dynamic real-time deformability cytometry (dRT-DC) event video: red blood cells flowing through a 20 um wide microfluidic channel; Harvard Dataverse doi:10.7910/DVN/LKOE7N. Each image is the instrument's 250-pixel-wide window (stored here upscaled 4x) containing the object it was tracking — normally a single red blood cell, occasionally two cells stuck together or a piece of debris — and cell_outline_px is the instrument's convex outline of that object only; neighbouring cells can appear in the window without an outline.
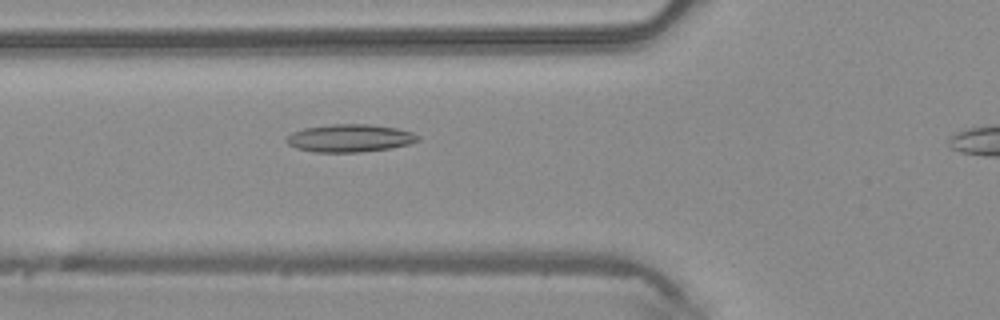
{"species": "common noctule bat (a hibernating species)", "species_latin": "Nyctalus noctula", "temperature_condition": "warm", "stored_images_in_passage": 41, "camera_frame_rate_fps": 3000, "um_per_image_px": 0.085, "animal": {"sex": "male", "body_mass_g": 20.4}, "frame": {"image": 1, "passage_image": 17, "time_ms": 5.333, "image_size_px": [1000, 320], "cell_outline_px": [[420, 140], [408, 144], [392, 148], [360, 152], [312, 152], [296, 148], [288, 144], [284, 140], [292, 132], [304, 128], [332, 124], [368, 124], [396, 128], [412, 132], [420, 136]], "centroid_in_image_um": [29.73, 11.74], "position_along_channel_um": 96.1, "area_um2": 21.33}}
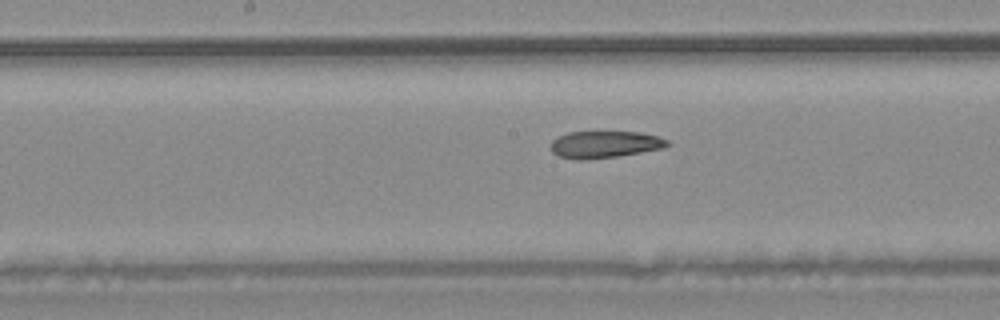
{"frame": {"image": 2, "passage_image": 24, "time_ms": 7.667, "image_size_px": [1000, 320], "cell_outline_px": [[672, 144], [664, 148], [616, 156], [588, 160], [580, 160], [560, 156], [552, 152], [552, 140], [568, 132], [640, 132], [656, 136], [668, 140]], "centroid_in_image_um": [51.43, 12.28], "position_along_channel_um": 196.8, "area_um2": 18.15}}
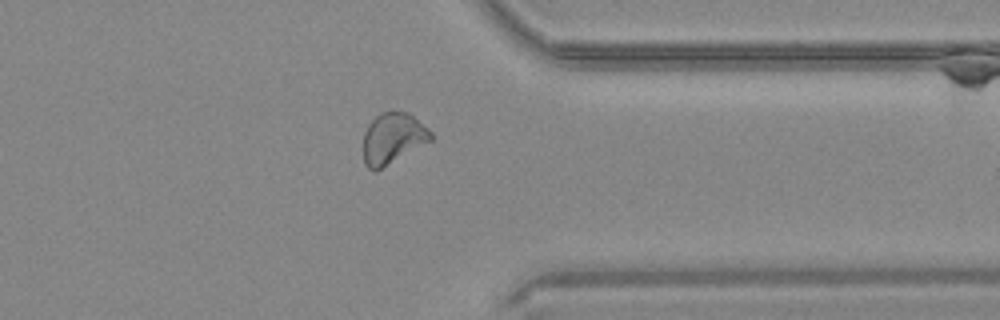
{"frame": {"image": 3, "passage_image": 37, "time_ms": 12.0, "image_size_px": [1000, 320], "cell_outline_px": [[432, 140], [376, 172], [372, 172], [364, 164], [364, 132], [368, 124], [380, 112], [392, 108], [408, 112], [428, 128], [432, 132]], "centroid_in_image_um": [33.38, 11.73], "position_along_channel_um": 378.0, "area_um2": 20.52}}